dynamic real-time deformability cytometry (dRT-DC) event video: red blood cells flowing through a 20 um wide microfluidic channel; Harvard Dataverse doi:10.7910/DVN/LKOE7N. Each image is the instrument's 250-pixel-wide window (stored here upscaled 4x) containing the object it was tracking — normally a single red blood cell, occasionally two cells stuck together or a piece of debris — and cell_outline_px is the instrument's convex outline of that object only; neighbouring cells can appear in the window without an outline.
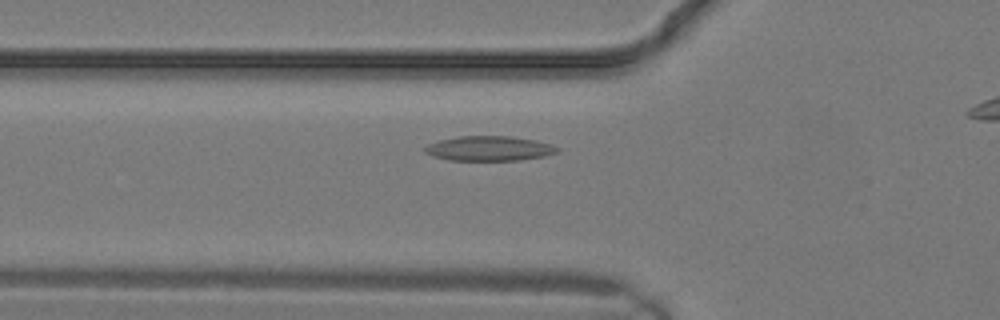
{"species": "common noctule bat (a hibernating species)", "species_latin": "Nyctalus noctula", "temperature_condition": "warm", "stored_images_in_passage": 12, "camera_frame_rate_fps": 3000, "um_per_image_px": 0.085, "animal": {"sex": "male", "body_mass_g": 19.2, "forearm_length_mm": 51.8}, "frame": {"image": 1, "passage_image": 5, "time_ms": 1.333, "image_size_px": [1000, 320], "cell_outline_px": [[560, 152], [544, 156], [520, 160], [448, 160], [432, 156], [424, 152], [424, 148], [428, 144], [440, 140], [456, 136], [512, 136], [536, 140], [560, 148]], "centroid_in_image_um": [41.58, 12.62], "position_along_channel_um": 84.2, "area_um2": 19.19}}
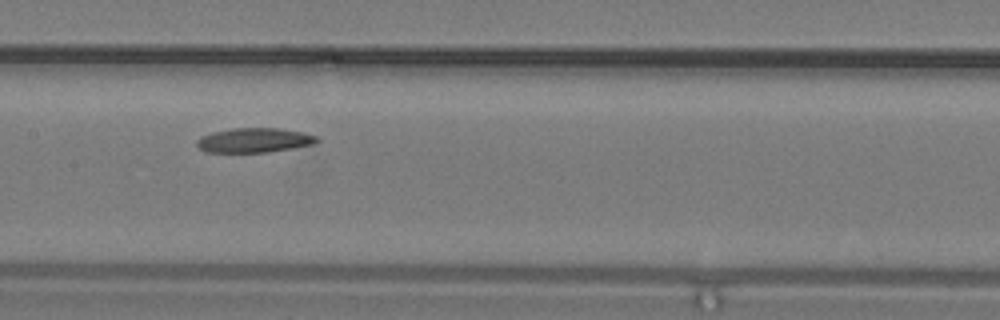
{"frame": {"image": 2, "passage_image": 9, "time_ms": 2.667, "image_size_px": [1000, 320], "cell_outline_px": [[320, 140], [316, 144], [268, 152], [204, 152], [196, 144], [196, 140], [200, 136], [212, 132], [232, 128], [280, 128], [304, 132], [316, 136]], "centroid_in_image_um": [21.62, 11.91], "position_along_channel_um": 185.8, "area_um2": 17.34}}
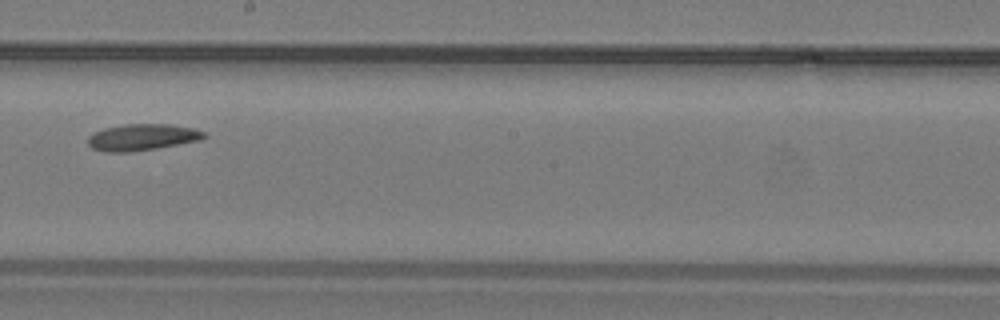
{"frame": {"image": 3, "passage_image": 11, "time_ms": 3.333, "image_size_px": [1000, 320], "cell_outline_px": [[208, 136], [200, 140], [156, 148], [128, 152], [104, 152], [92, 148], [88, 144], [88, 136], [92, 132], [104, 128], [124, 124], [172, 124], [192, 128], [204, 132]], "centroid_in_image_um": [12.05, 11.66], "position_along_channel_um": 236.1, "area_um2": 17.98}}